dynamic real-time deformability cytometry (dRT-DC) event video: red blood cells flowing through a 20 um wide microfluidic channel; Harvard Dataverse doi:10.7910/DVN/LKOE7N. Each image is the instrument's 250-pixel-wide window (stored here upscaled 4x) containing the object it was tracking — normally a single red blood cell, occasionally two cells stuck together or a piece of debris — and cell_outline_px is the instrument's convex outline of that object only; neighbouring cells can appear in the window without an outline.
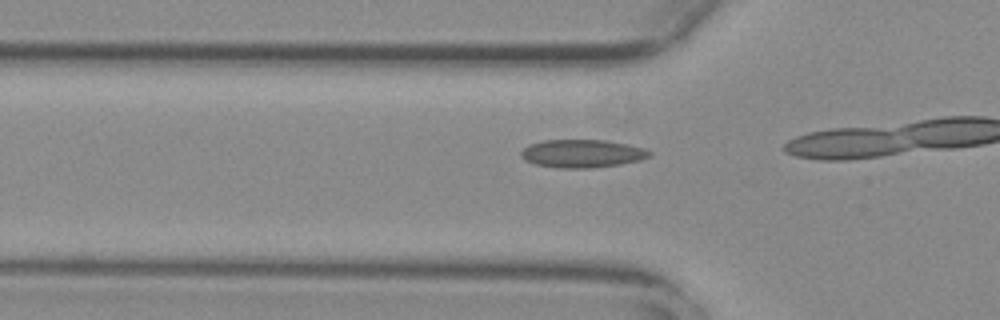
{"species": "common noctule bat (a hibernating species)", "species_latin": "Nyctalus noctula", "temperature_condition": "warm", "stored_images_in_passage": 6, "camera_frame_rate_fps": 3000, "um_per_image_px": 0.085, "animal": {"sex": "female", "body_mass_g": 29.2, "forearm_length_mm": 56.3}, "frame": {"image": 1, "passage_image": 4, "time_ms": 1.0, "image_size_px": [1000, 320], "cell_outline_px": [[652, 156], [640, 160], [620, 164], [588, 168], [556, 168], [536, 164], [524, 160], [520, 156], [520, 152], [528, 144], [544, 140], [608, 140], [628, 144], [644, 148], [652, 152]], "centroid_in_image_um": [49.48, 13.05], "position_along_channel_um": 76.3, "area_um2": 21.15}}